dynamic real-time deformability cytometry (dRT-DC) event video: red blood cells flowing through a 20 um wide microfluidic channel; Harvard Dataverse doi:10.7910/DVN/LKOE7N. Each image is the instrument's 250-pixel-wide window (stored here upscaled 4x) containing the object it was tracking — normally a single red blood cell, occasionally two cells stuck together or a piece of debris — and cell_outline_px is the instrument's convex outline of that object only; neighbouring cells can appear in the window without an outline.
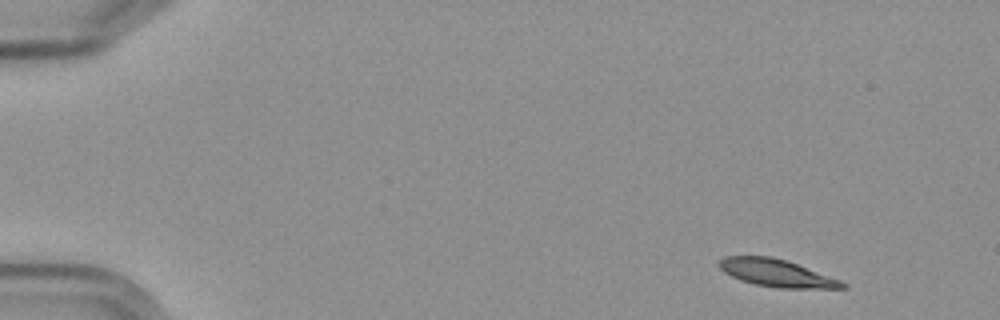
{"species": "Egyptian fruit bat (a non-hibernating species)", "species_latin": "Rousettus aegyptiacus", "temperature_condition": "cold", "stored_images_in_passage": 5, "camera_frame_rate_fps": 3000, "um_per_image_px": 0.085, "frame": {"image": 1, "passage_image": 1, "time_ms": 0.0, "image_size_px": [1000, 320], "cell_outline_px": [[848, 288], [776, 288], [756, 284], [740, 280], [724, 272], [716, 264], [724, 256], [768, 256], [788, 260], [840, 280], [848, 284]], "centroid_in_image_um": [66.01, 23.2], "position_along_channel_um": 19.0, "area_um2": 19.71}}